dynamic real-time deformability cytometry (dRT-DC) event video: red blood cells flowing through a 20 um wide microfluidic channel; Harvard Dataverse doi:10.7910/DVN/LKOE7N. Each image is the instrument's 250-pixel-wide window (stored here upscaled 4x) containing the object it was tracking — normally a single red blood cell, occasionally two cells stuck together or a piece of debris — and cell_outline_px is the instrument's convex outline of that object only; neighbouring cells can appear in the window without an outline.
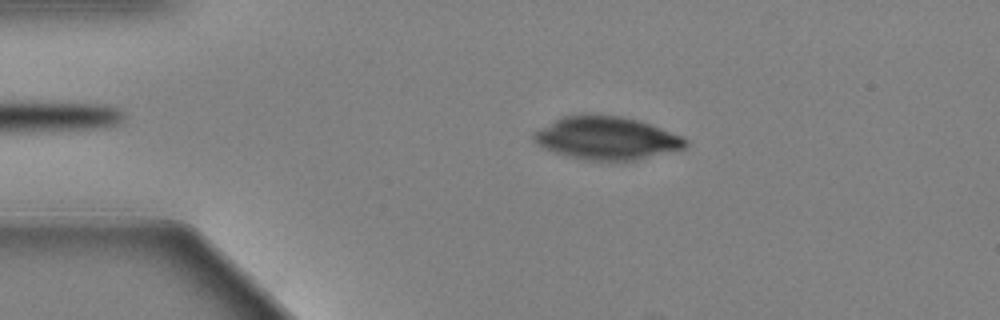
{"species": "Egyptian fruit bat (a non-hibernating species)", "species_latin": "Rousettus aegyptiacus", "temperature_condition": "warm", "stored_images_in_passage": 52, "camera_frame_rate_fps": 3000, "um_per_image_px": 0.085, "animal": {"sex": "female"}, "frame": {"image": 1, "passage_image": 11, "time_ms": 3.333, "image_size_px": [1000, 320], "cell_outline_px": [[688, 148], [632, 160], [584, 160], [564, 156], [544, 148], [536, 144], [532, 140], [532, 132], [564, 116], [588, 112], [620, 116], [636, 120], [684, 136], [688, 140]], "centroid_in_image_um": [51.53, 11.72], "position_along_channel_um": 33.5, "area_um2": 38.32}}
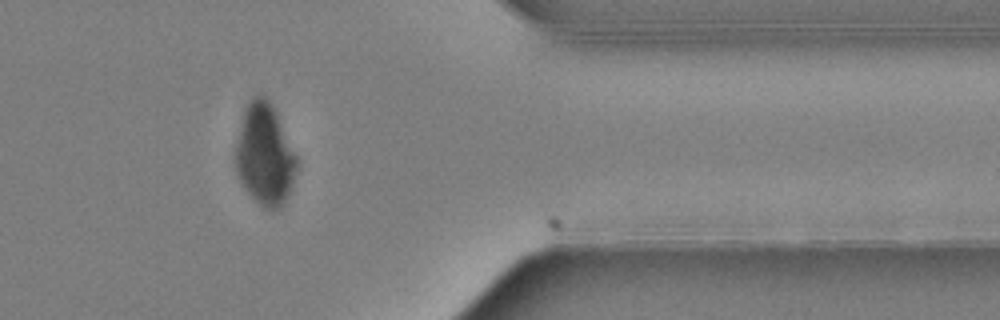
{"frame": {"image": 2, "passage_image": 48, "time_ms": 15.667, "image_size_px": [1000, 320], "cell_outline_px": [[300, 160], [292, 184], [284, 200], [276, 208], [264, 208], [244, 188], [236, 172], [236, 144], [244, 108], [252, 96], [264, 96], [272, 104]], "centroid_in_image_um": [22.52, 13.1], "position_along_channel_um": 388.9, "area_um2": 35.89}}